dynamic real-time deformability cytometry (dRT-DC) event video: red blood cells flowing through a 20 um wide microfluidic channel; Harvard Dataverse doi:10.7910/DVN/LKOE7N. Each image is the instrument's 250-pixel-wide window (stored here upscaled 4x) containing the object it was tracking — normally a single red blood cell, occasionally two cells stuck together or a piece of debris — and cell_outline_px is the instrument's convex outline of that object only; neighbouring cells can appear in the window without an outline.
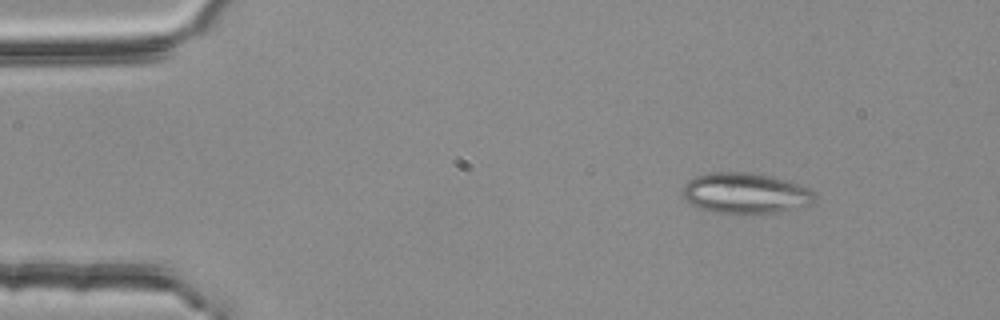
{"species": "common noctule bat (a hibernating species)", "species_latin": "Nyctalus noctula", "temperature_condition": "room temperature", "stored_images_in_passage": 48, "segment_of_instrument_passage": [1, 2], "camera_frame_rate_fps": 3000, "um_per_image_px": 0.085, "animal": {"sex": "female", "body_mass_g": 25.1}, "frame": {"image": 1, "passage_image": 1, "time_ms": 0.0, "image_size_px": [1000, 320], "cell_outline_px": [[816, 200], [812, 204], [776, 212], [752, 216], [724, 216], [700, 208], [692, 204], [684, 196], [684, 184], [688, 180], [696, 176], [708, 172], [752, 172], [772, 176], [808, 188], [816, 196]], "centroid_in_image_um": [63.34, 16.47], "position_along_channel_um": 21.7, "area_um2": 32.08}}